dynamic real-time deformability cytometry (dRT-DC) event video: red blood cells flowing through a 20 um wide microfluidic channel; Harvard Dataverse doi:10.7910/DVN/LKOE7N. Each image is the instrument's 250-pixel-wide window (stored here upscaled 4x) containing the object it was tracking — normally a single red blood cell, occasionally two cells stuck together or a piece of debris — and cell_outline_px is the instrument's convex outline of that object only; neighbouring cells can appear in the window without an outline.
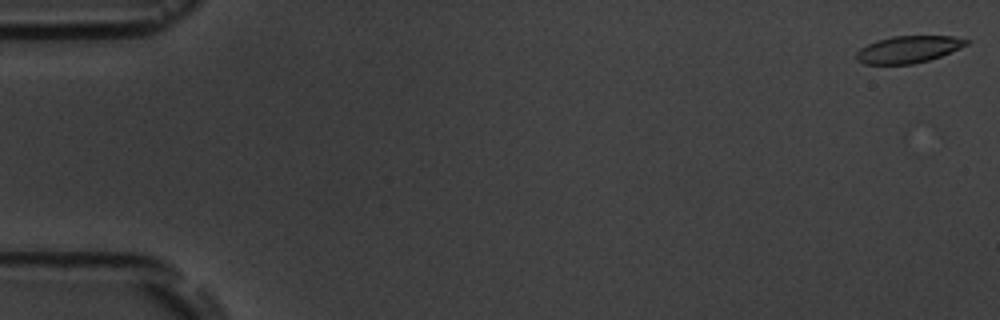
{"species": "common noctule bat (a hibernating species)", "species_latin": "Nyctalus noctula", "temperature_condition": "room temperature", "stored_images_in_passage": 10, "camera_frame_rate_fps": 3000, "um_per_image_px": 0.085, "animal": {"sex": "male", "body_mass_g": 19.5, "forearm_length_mm": 54.6}, "frame": {"image": 1, "passage_image": 1, "time_ms": 0.0, "image_size_px": [1000, 320], "cell_outline_px": [[968, 44], [940, 56], [928, 60], [912, 64], [864, 64], [856, 60], [856, 52], [860, 48], [876, 40], [892, 36], [952, 36], [968, 40]], "centroid_in_image_um": [77.16, 4.2], "position_along_channel_um": 7.8, "area_um2": 17.17}}
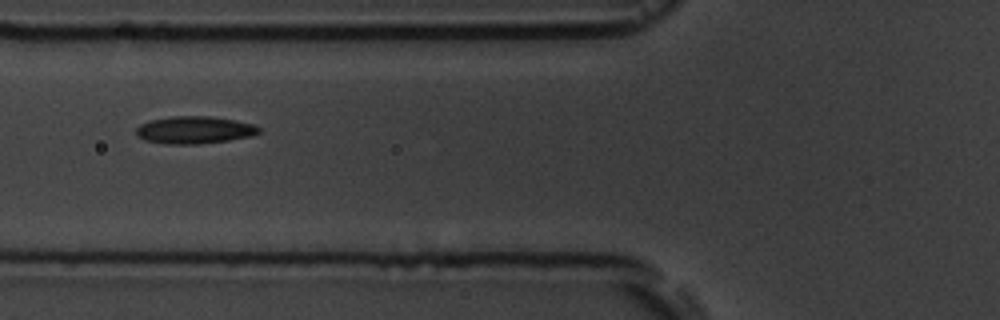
{"frame": {"image": 2, "passage_image": 7, "time_ms": 7.0, "image_size_px": [1000, 320], "cell_outline_px": [[260, 132], [252, 136], [228, 140], [200, 144], [164, 144], [144, 140], [136, 136], [136, 128], [140, 124], [148, 120], [172, 116], [212, 116], [256, 124], [260, 128]], "centroid_in_image_um": [16.51, 11.04], "position_along_channel_um": 109.3, "area_um2": 19.88}}
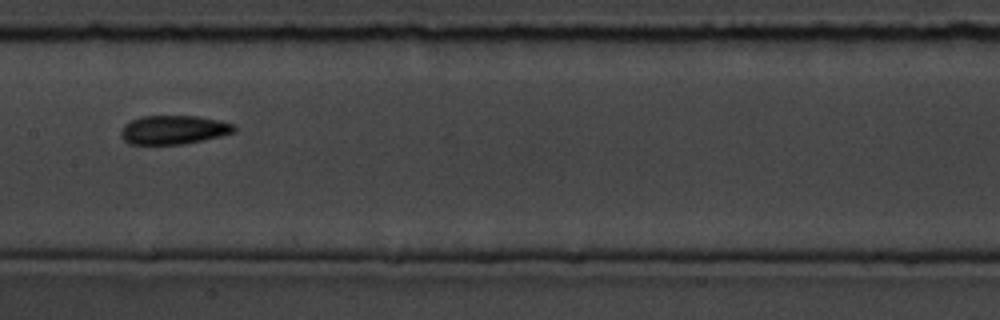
{"frame": {"image": 3, "passage_image": 9, "time_ms": 9.333, "image_size_px": [1000, 320], "cell_outline_px": [[236, 132], [204, 140], [184, 144], [128, 144], [120, 136], [120, 132], [124, 124], [140, 116], [196, 116], [220, 120], [236, 124]], "centroid_in_image_um": [14.77, 11.03], "position_along_channel_um": 192.6, "area_um2": 19.25}}